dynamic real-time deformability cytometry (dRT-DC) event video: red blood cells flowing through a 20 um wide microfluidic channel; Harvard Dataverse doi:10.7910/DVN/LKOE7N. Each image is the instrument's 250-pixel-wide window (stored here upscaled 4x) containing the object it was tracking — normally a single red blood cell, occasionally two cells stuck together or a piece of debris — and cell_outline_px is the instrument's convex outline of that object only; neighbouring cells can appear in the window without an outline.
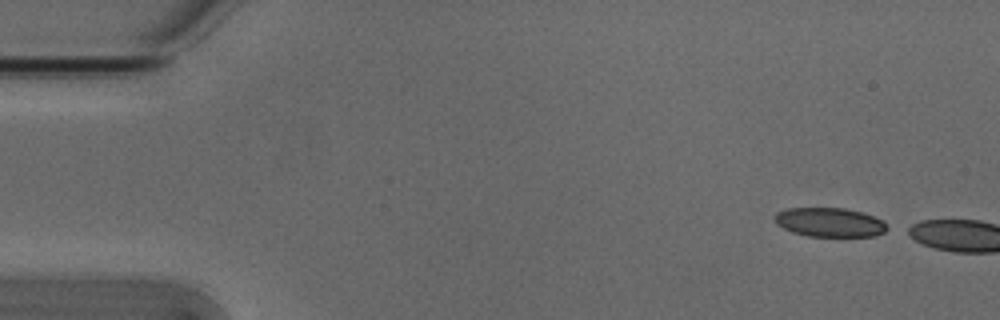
{"species": "Egyptian fruit bat (a non-hibernating species)", "species_latin": "Rousettus aegyptiacus", "temperature_condition": "cold", "stored_images_in_passage": 3, "camera_frame_rate_fps": 3000, "um_per_image_px": 0.085, "animal": {"sex": "male"}, "frame": {"image": 1, "passage_image": 1, "time_ms": 0.0, "image_size_px": [1000, 320], "cell_outline_px": [[892, 228], [876, 236], [808, 236], [792, 232], [776, 224], [776, 212], [788, 208], [844, 208], [860, 212], [872, 216], [880, 220]], "centroid_in_image_um": [70.54, 18.9], "position_along_channel_um": 14.5, "area_um2": 18.96}}